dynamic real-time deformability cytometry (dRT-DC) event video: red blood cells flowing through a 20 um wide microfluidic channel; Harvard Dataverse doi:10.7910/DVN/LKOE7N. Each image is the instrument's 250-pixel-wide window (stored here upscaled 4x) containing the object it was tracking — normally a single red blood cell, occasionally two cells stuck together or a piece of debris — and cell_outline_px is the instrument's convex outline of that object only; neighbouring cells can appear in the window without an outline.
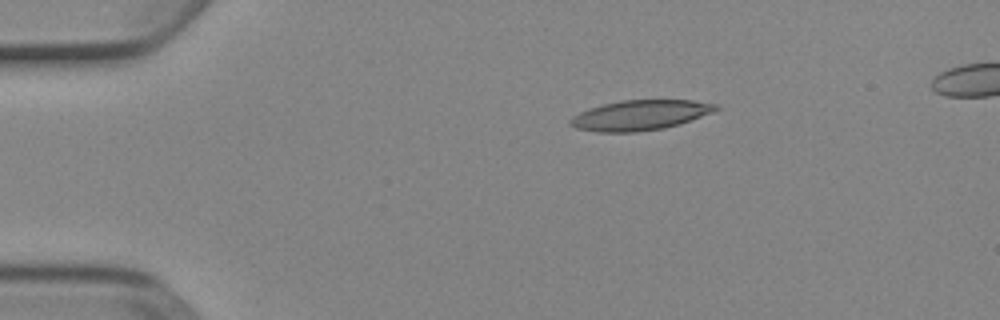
{"species": "Egyptian fruit bat (a non-hibernating species)", "species_latin": "Rousettus aegyptiacus", "temperature_condition": "cold", "stored_images_in_passage": 8, "camera_frame_rate_fps": 3000, "um_per_image_px": 0.085, "animal": {"sex": "female"}, "frame": {"image": 1, "passage_image": 1, "time_ms": 0.0, "image_size_px": [1000, 320], "cell_outline_px": [[720, 108], [712, 112], [680, 124], [664, 128], [636, 132], [596, 132], [576, 128], [568, 124], [568, 120], [572, 116], [588, 108], [620, 100], [692, 100], [716, 104]], "centroid_in_image_um": [54.36, 9.79], "position_along_channel_um": 30.6, "area_um2": 25.55}}